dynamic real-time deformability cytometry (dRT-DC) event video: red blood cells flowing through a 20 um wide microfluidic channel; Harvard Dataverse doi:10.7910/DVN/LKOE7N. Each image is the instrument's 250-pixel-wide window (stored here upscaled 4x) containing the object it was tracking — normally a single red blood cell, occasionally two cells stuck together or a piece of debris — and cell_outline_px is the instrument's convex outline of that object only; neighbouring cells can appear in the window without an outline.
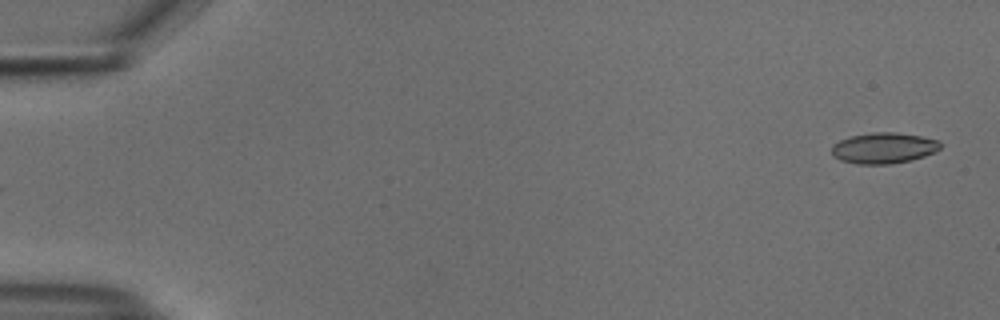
{"species": "common noctule bat (a hibernating species)", "species_latin": "Nyctalus noctula", "temperature_condition": "cold", "stored_images_in_passage": 53, "camera_frame_rate_fps": 3000, "um_per_image_px": 0.085, "animal": {"sex": "male", "body_mass_g": 18.8}, "frame": {"image": 1, "passage_image": 1, "time_ms": 0.0, "image_size_px": [1000, 320], "cell_outline_px": [[940, 148], [936, 152], [912, 160], [892, 164], [856, 164], [840, 160], [832, 156], [832, 144], [840, 140], [852, 136], [876, 132], [896, 132], [920, 136], [940, 140]], "centroid_in_image_um": [75.12, 12.59], "position_along_channel_um": 9.9, "area_um2": 19.65}}
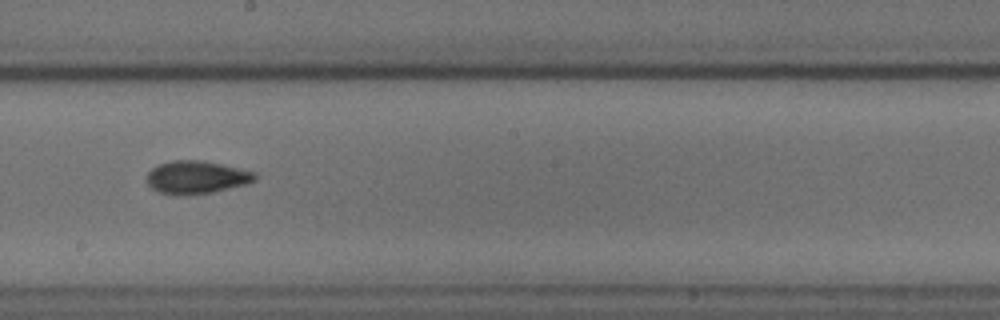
{"frame": {"image": 2, "passage_image": 30, "time_ms": 9.667, "image_size_px": [1000, 320], "cell_outline_px": [[256, 180], [248, 184], [212, 192], [176, 196], [156, 192], [148, 184], [148, 172], [152, 168], [160, 164], [172, 160], [204, 160], [240, 168], [256, 172]], "centroid_in_image_um": [16.71, 15.07], "position_along_channel_um": 231.5, "area_um2": 20.92}}
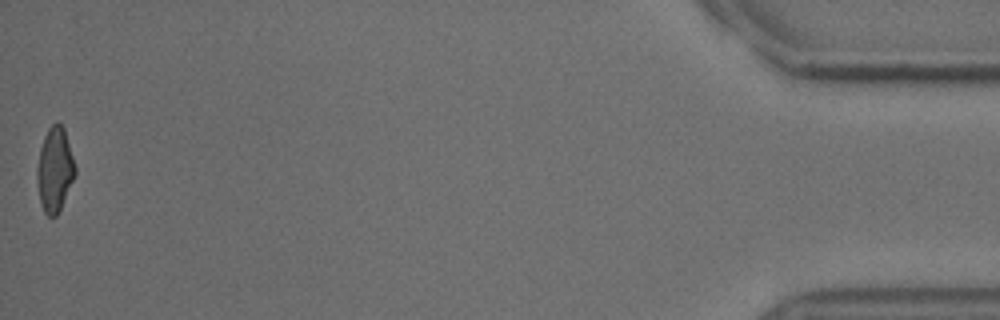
{"frame": {"image": 3, "passage_image": 53, "time_ms": 17.333, "image_size_px": [1000, 320], "cell_outline_px": [[76, 172], [60, 208], [56, 216], [48, 216], [44, 212], [40, 204], [36, 176], [36, 168], [40, 148], [44, 136], [48, 128], [56, 120], [64, 128], [76, 168]], "centroid_in_image_um": [4.63, 14.39], "position_along_channel_um": 430.6, "area_um2": 18.61}, "authors_computed_cell_mechanics": {"area_um2": 19.652, "velocity_mm_per_s": 3.7534, "shape_relaxation_time_tau1_ms": 4.678, "shape_relaxation_time_tau2_ms": 2.6097, "deformation_change_tau1": 0.1196, "deformation_change_tau2": 0.077}}